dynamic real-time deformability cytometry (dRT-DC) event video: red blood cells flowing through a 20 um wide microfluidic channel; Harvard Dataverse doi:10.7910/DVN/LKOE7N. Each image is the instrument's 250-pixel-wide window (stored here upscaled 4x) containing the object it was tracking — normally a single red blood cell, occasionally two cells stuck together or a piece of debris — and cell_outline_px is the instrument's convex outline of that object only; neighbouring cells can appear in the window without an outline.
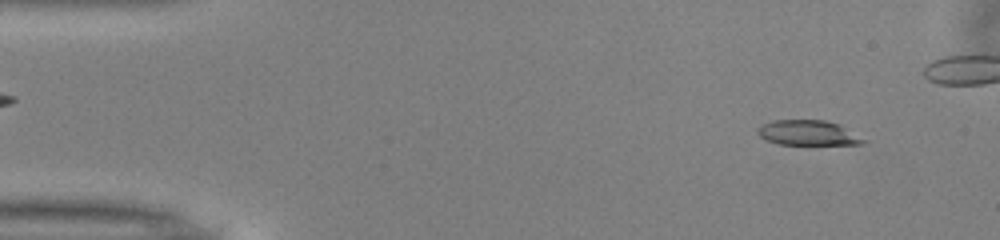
{"species": "common noctule bat (a hibernating species)", "species_latin": "Nyctalus noctula", "temperature_condition": "warm", "stored_images_in_passage": 41, "camera_frame_rate_fps": 3000, "um_per_image_px": 0.085, "animal": {"sex": "male", "body_mass_g": 13.0, "forearm_length_mm": 53.1}, "frame": {"image": 1, "passage_image": 4, "time_ms": 1.0, "image_size_px": [1000, 240], "cell_outline_px": [[868, 140], [864, 144], [780, 144], [768, 140], [760, 136], [756, 132], [764, 124], [772, 120], [824, 120], [840, 124]], "centroid_in_image_um": [68.75, 11.29], "position_along_channel_um": 16.3, "area_um2": 15.32}}
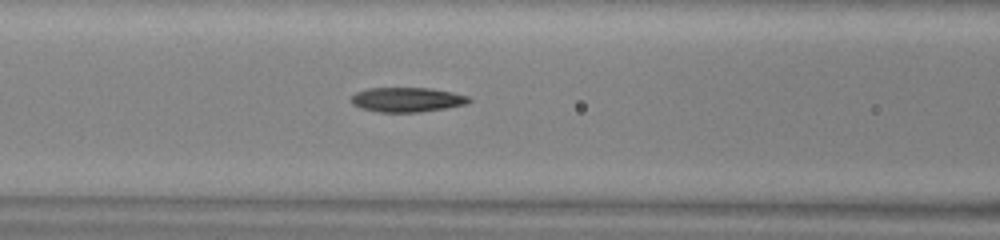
{"frame": {"image": 2, "passage_image": 20, "time_ms": 6.333, "image_size_px": [1000, 240], "cell_outline_px": [[472, 100], [464, 104], [444, 108], [420, 112], [380, 112], [360, 108], [352, 104], [352, 96], [356, 92], [368, 88], [428, 88], [452, 92], [468, 96]], "centroid_in_image_um": [34.57, 8.47], "position_along_channel_um": 132.0, "area_um2": 16.7}}
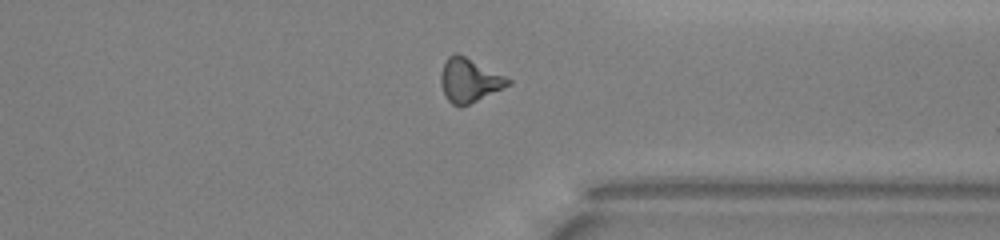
{"frame": {"image": 3, "passage_image": 38, "time_ms": 12.333, "image_size_px": [1000, 240], "cell_outline_px": [[512, 84], [504, 88], [468, 104], [452, 104], [444, 96], [440, 84], [440, 76], [444, 64], [448, 56], [456, 52], [512, 80]], "centroid_in_image_um": [39.87, 6.82], "position_along_channel_um": 371.5, "area_um2": 16.76}}